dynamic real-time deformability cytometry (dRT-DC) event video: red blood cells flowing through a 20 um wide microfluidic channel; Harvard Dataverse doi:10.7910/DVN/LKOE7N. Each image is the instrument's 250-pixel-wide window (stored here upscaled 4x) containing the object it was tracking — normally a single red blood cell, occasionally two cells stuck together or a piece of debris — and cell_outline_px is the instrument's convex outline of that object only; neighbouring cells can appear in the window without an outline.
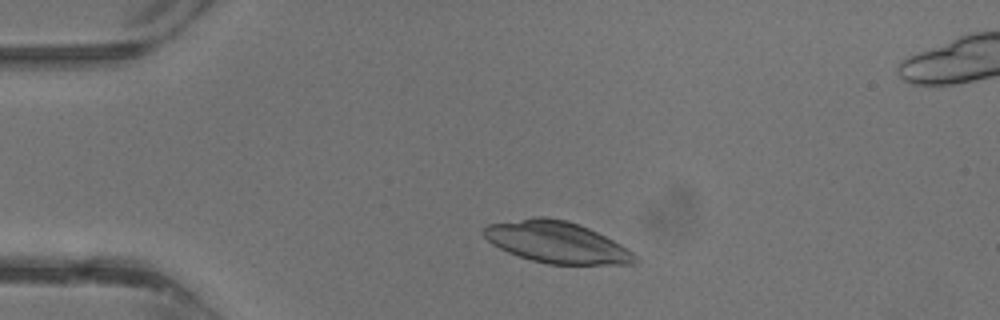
{"species": "common noctule bat (a hibernating species)", "species_latin": "Nyctalus noctula", "temperature_condition": "warm", "stored_images_in_passage": 34, "camera_frame_rate_fps": 3000, "um_per_image_px": 0.085, "animal": {"sex": "male", "body_mass_g": 13.3}, "frame": {"image": 1, "passage_image": 4, "time_ms": 1.0, "image_size_px": [1000, 320], "cell_outline_px": [[640, 260], [632, 264], [548, 264], [532, 260], [508, 252], [492, 244], [484, 236], [484, 228], [488, 224], [536, 216], [544, 216], [568, 220], [580, 224], [620, 244], [632, 252]], "centroid_in_image_um": [47.32, 20.58], "position_along_channel_um": 37.7, "area_um2": 36.3}}
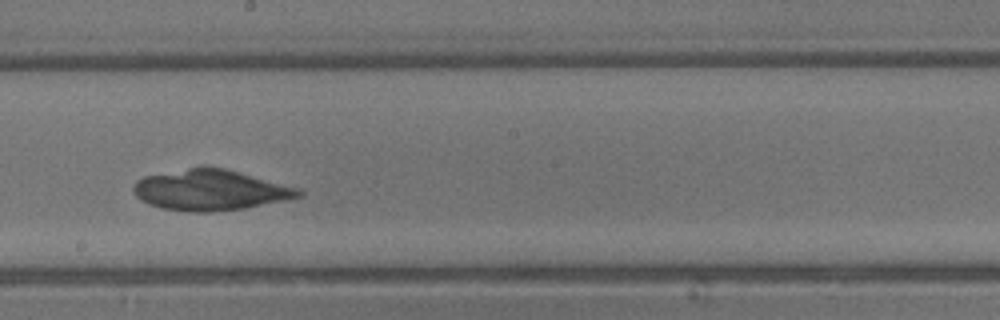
{"frame": {"image": 2, "passage_image": 17, "time_ms": 5.333, "image_size_px": [1000, 320], "cell_outline_px": [[304, 196], [244, 208], [212, 212], [188, 212], [160, 208], [148, 204], [140, 200], [136, 196], [132, 188], [136, 180], [144, 176], [200, 164], [204, 164], [224, 168], [240, 172], [300, 188], [304, 192]], "centroid_in_image_um": [17.85, 16.13], "position_along_channel_um": 230.4, "area_um2": 39.88}}
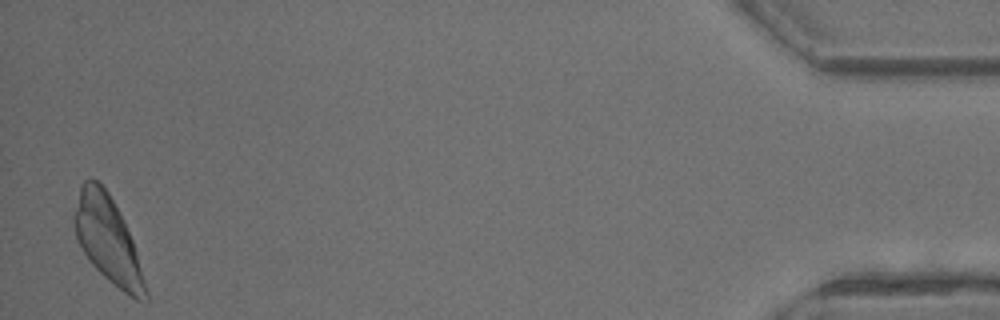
{"frame": {"image": 3, "passage_image": 33, "time_ms": 10.667, "image_size_px": [1000, 320], "cell_outline_px": [[148, 300], [136, 300], [124, 292], [108, 280], [88, 260], [76, 236], [72, 220], [72, 216], [80, 184], [88, 176], [96, 180], [108, 192], [124, 220], [132, 240], [136, 252], [148, 292]], "centroid_in_image_um": [9.13, 20.34], "position_along_channel_um": 426.1, "area_um2": 35.66}}